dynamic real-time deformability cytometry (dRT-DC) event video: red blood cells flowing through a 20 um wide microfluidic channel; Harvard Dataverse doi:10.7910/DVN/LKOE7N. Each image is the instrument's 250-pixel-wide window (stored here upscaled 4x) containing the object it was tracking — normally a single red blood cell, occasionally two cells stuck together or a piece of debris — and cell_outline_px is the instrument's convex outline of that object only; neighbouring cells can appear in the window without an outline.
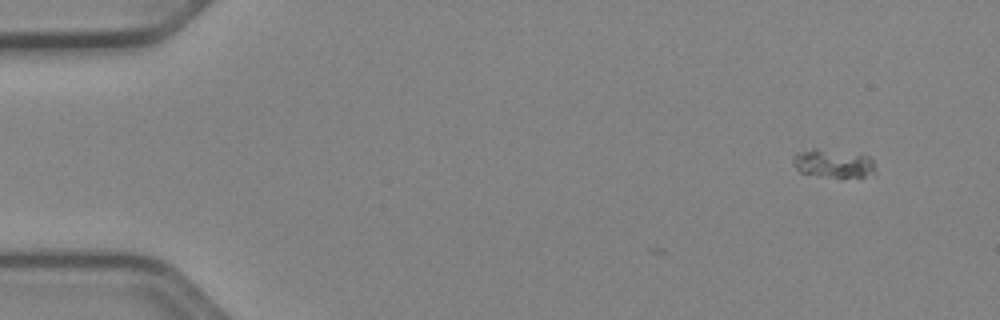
{"species": "Egyptian fruit bat (a non-hibernating species)", "species_latin": "Rousettus aegyptiacus", "temperature_condition": "cold", "stored_images_in_passage": 11, "camera_frame_rate_fps": 3000, "um_per_image_px": 0.085, "animal": {"sex": "female"}, "frame": {"image": 1, "passage_image": 4, "time_ms": 1.0, "image_size_px": [1000, 320], "cell_outline_px": [[872, 172], [864, 176], [820, 176], [800, 172], [796, 168], [792, 160], [792, 156], [796, 152], [812, 148], [816, 148], [860, 152], [868, 156], [872, 160]], "centroid_in_image_um": [70.75, 13.83], "position_along_channel_um": 14.2, "area_um2": 13.58}}